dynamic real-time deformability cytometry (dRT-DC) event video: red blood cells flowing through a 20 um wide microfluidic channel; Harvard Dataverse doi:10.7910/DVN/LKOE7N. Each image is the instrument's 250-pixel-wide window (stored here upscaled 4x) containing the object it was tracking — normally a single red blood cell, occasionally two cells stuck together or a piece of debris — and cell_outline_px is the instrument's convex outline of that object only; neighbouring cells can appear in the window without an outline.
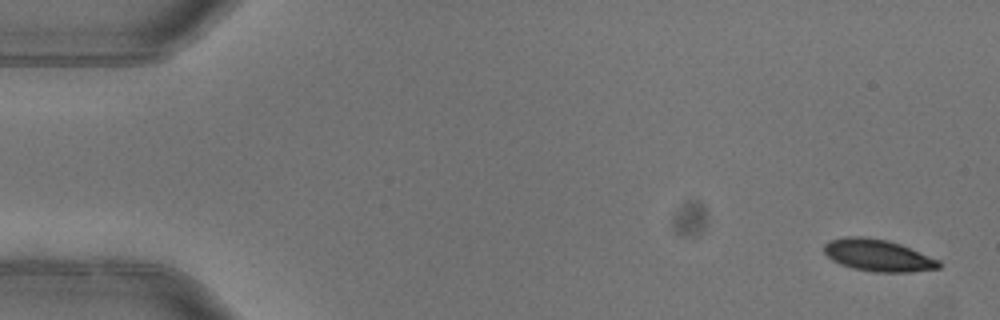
{"species": "common noctule bat (a hibernating species)", "species_latin": "Nyctalus noctula", "temperature_condition": "warm", "stored_images_in_passage": 6, "camera_frame_rate_fps": 3000, "um_per_image_px": 0.085, "animal": {"sex": "female"}, "frame": {"image": 1, "passage_image": 1, "time_ms": 0.0, "image_size_px": [1000, 320], "cell_outline_px": [[940, 268], [908, 272], [876, 272], [852, 268], [840, 264], [832, 260], [824, 252], [824, 244], [828, 240], [844, 236], [860, 236], [888, 240], [900, 244], [940, 260]], "centroid_in_image_um": [74.6, 21.69], "position_along_channel_um": 10.4, "area_um2": 21.39}}
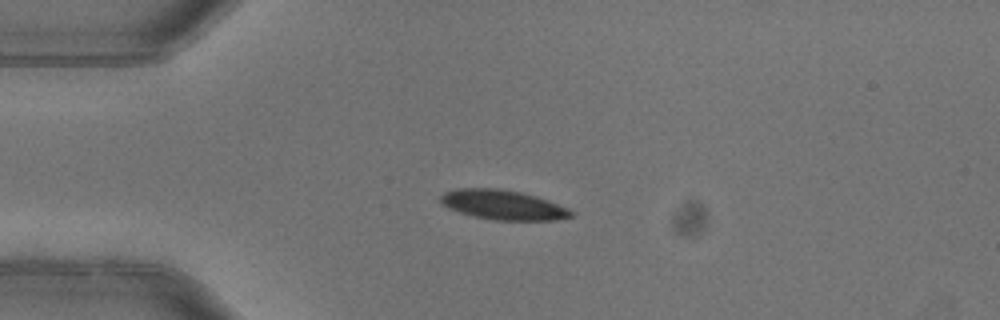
{"frame": {"image": 2, "passage_image": 4, "time_ms": 1.0, "image_size_px": [1000, 320], "cell_outline_px": [[572, 216], [556, 220], [496, 220], [476, 216], [460, 212], [448, 208], [440, 204], [436, 200], [444, 192], [456, 188], [496, 188], [520, 192], [536, 196], [548, 200], [568, 208], [572, 212]], "centroid_in_image_um": [42.69, 17.4], "position_along_channel_um": 42.3, "area_um2": 22.54}}